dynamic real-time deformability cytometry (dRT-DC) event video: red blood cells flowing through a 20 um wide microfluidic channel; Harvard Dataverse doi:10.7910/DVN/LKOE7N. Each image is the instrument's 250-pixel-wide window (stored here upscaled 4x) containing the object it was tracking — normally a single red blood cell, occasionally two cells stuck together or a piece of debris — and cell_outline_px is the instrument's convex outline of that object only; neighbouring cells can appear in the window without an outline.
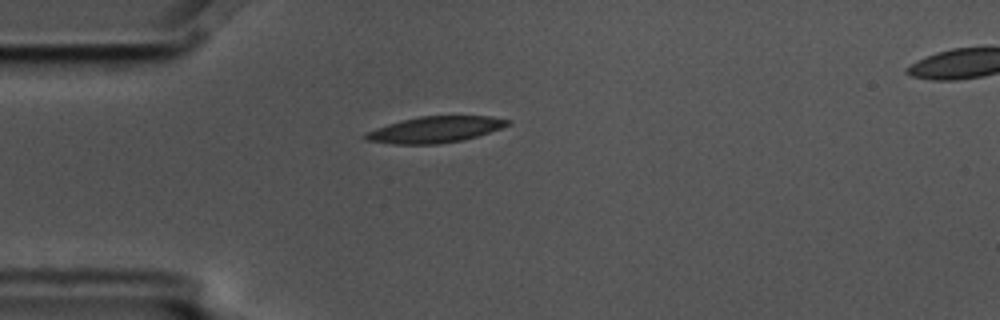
{"species": "common noctule bat (a hibernating species)", "species_latin": "Nyctalus noctula", "temperature_condition": "cold", "stored_images_in_passage": 4, "camera_frame_rate_fps": 3000, "um_per_image_px": 0.085, "animal": {"sex": "male", "body_mass_g": 17.5, "forearm_length_mm": 52.3}, "frame": {"image": 1, "passage_image": 1, "time_ms": 0.0, "image_size_px": [1000, 320], "cell_outline_px": [[512, 124], [476, 136], [460, 140], [436, 144], [396, 144], [364, 140], [360, 136], [364, 132], [388, 124], [420, 116], [492, 116], [512, 120]], "centroid_in_image_um": [36.95, 11.01], "position_along_channel_um": 48.0, "area_um2": 21.62}}